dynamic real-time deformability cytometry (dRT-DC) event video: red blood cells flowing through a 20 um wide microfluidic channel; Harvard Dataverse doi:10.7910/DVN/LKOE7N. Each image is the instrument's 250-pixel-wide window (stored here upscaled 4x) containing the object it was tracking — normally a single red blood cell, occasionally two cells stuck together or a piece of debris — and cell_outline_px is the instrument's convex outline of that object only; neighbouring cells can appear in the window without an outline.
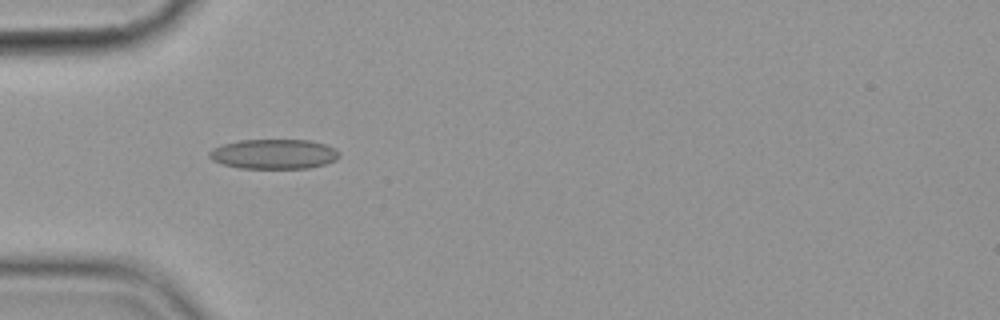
{"species": "common noctule bat (a hibernating species)", "species_latin": "Nyctalus noctula", "temperature_condition": "cold", "stored_images_in_passage": 40, "camera_frame_rate_fps": 3000, "um_per_image_px": 0.085, "animal": {"sex": "female", "body_mass_g": 19.9}, "frame": {"image": 1, "passage_image": 1, "time_ms": 0.0, "image_size_px": [1000, 320], "cell_outline_px": [[340, 156], [336, 160], [324, 164], [308, 168], [240, 168], [224, 164], [212, 160], [208, 156], [208, 152], [212, 148], [220, 144], [240, 140], [312, 140], [328, 144], [336, 148], [340, 152]], "centroid_in_image_um": [23.3, 13.08], "position_along_channel_um": 61.7, "area_um2": 22.83}}
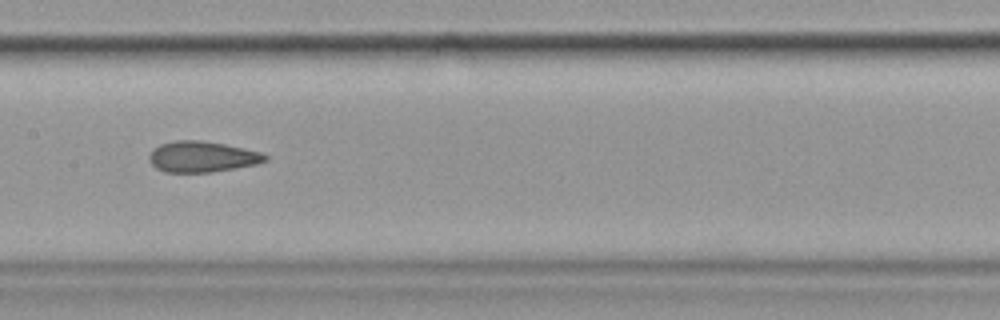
{"frame": {"image": 2, "passage_image": 12, "time_ms": 3.667, "image_size_px": [1000, 320], "cell_outline_px": [[268, 160], [256, 164], [212, 172], [164, 172], [156, 168], [148, 160], [148, 156], [152, 148], [160, 144], [176, 140], [200, 140], [224, 144], [244, 148], [260, 152], [268, 156]], "centroid_in_image_um": [17.14, 13.32], "position_along_channel_um": 190.3, "area_um2": 20.92}}
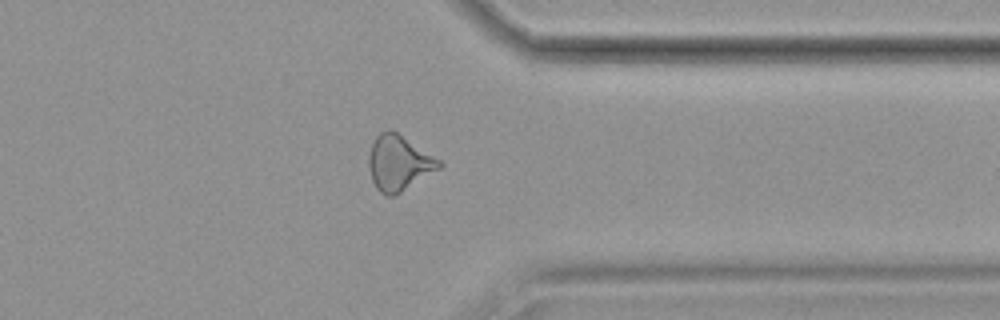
{"frame": {"image": 3, "passage_image": 28, "time_ms": 9.0, "image_size_px": [1000, 320], "cell_outline_px": [[444, 164], [440, 168], [400, 192], [392, 196], [388, 196], [380, 192], [376, 188], [372, 180], [368, 168], [368, 156], [372, 144], [376, 136], [380, 132], [388, 128], [392, 128], [440, 160]], "centroid_in_image_um": [33.87, 13.82], "position_along_channel_um": 377.5, "area_um2": 22.66}, "authors_computed_cell_mechanics": {"area_um2": 21.7039, "velocity_mm_per_s": 3.5844, "shape_relaxation_time_tau1_ms": null, "shape_relaxation_time_tau2_ms": 2.4081, "deformation_change_tau1": null, "deformation_change_tau2": 0.0881}}